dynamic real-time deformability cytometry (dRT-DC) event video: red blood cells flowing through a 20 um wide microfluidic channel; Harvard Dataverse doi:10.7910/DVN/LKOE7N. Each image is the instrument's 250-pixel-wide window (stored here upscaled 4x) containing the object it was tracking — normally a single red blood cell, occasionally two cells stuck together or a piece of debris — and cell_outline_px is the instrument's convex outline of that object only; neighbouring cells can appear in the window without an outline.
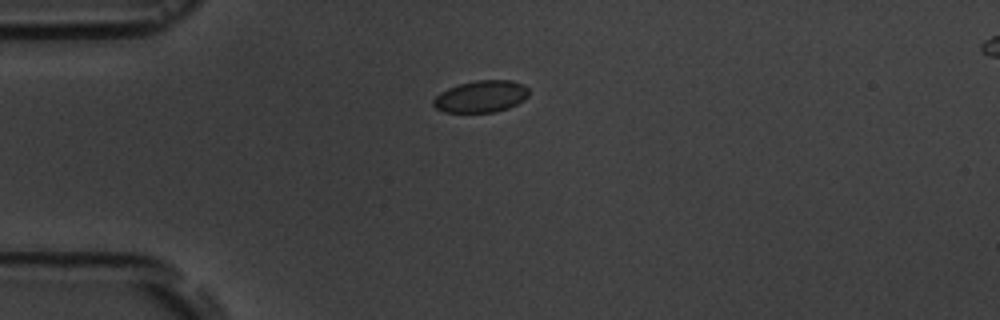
{"species": "common noctule bat (a hibernating species)", "species_latin": "Nyctalus noctula", "temperature_condition": "room temperature", "stored_images_in_passage": 3, "camera_frame_rate_fps": 3000, "um_per_image_px": 0.085, "animal": {"sex": "male", "body_mass_g": 19.5, "forearm_length_mm": 54.6}, "frame": {"image": 1, "passage_image": 1, "time_ms": 0.0, "image_size_px": [1000, 320], "cell_outline_px": [[528, 96], [524, 100], [508, 108], [492, 112], [444, 112], [436, 108], [432, 104], [432, 100], [440, 92], [448, 88], [460, 84], [476, 80], [512, 80], [524, 84], [528, 88]], "centroid_in_image_um": [40.89, 8.19], "position_along_channel_um": 44.1, "area_um2": 17.74}}
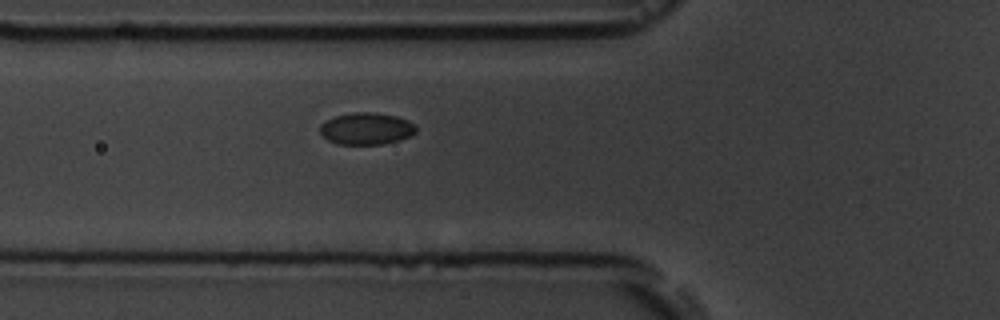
{"frame": {"image": 2, "passage_image": 3, "time_ms": 2.0, "image_size_px": [1000, 320], "cell_outline_px": [[416, 132], [400, 140], [380, 144], [336, 144], [328, 140], [320, 132], [320, 124], [336, 116], [352, 112], [376, 112], [396, 116], [408, 120], [416, 124]], "centroid_in_image_um": [31.16, 10.92], "position_along_channel_um": 94.6, "area_um2": 17.86}}